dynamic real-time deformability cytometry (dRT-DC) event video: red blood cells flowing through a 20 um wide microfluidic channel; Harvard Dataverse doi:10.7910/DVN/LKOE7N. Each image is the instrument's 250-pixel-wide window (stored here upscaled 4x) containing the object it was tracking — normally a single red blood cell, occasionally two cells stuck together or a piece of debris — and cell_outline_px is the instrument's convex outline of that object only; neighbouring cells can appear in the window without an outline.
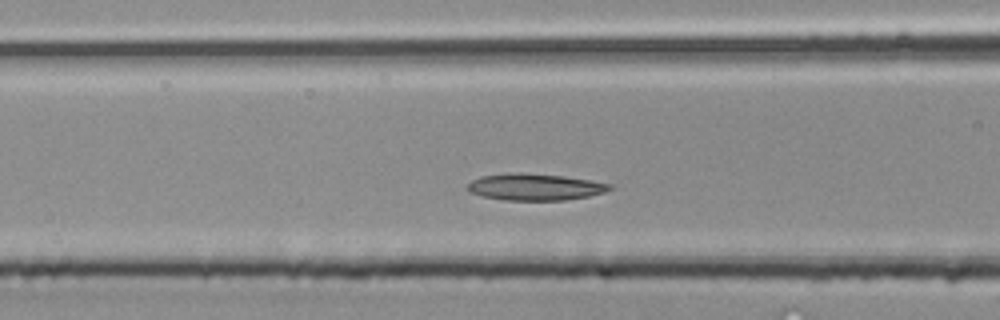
{"species": "common noctule bat (a hibernating species)", "species_latin": "Nyctalus noctula", "temperature_condition": "room temperature", "stored_images_in_passage": 34, "camera_frame_rate_fps": 3000, "um_per_image_px": 0.085, "animal": {"sex": "male", "body_mass_g": 20.4}, "frame": {"image": 1, "passage_image": 8, "time_ms": 2.333, "image_size_px": [1000, 320], "cell_outline_px": [[616, 188], [604, 192], [588, 196], [564, 200], [504, 200], [484, 196], [468, 192], [468, 184], [472, 180], [480, 176], [512, 172], [524, 172], [564, 176], [612, 184]], "centroid_in_image_um": [45.48, 15.88], "position_along_channel_um": 121.1, "area_um2": 22.2}}
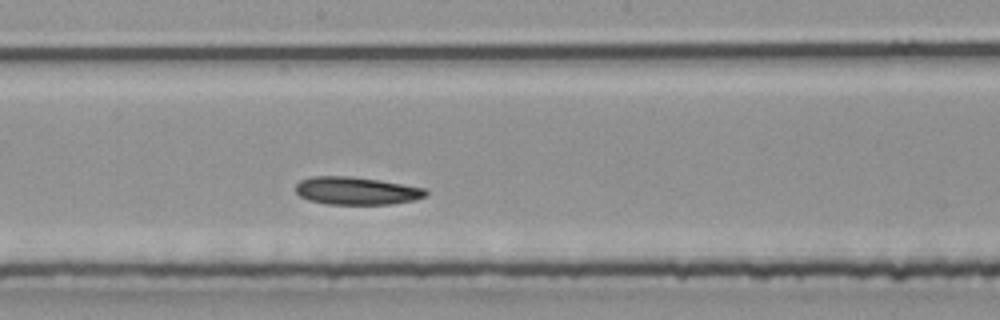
{"frame": {"image": 2, "passage_image": 14, "time_ms": 4.333, "image_size_px": [1000, 320], "cell_outline_px": [[428, 192], [424, 196], [412, 200], [392, 204], [328, 204], [308, 200], [300, 196], [296, 192], [296, 184], [300, 180], [312, 176], [348, 176], [376, 180], [424, 188]], "centroid_in_image_um": [30.23, 16.22], "position_along_channel_um": 218.0, "area_um2": 20.75}}
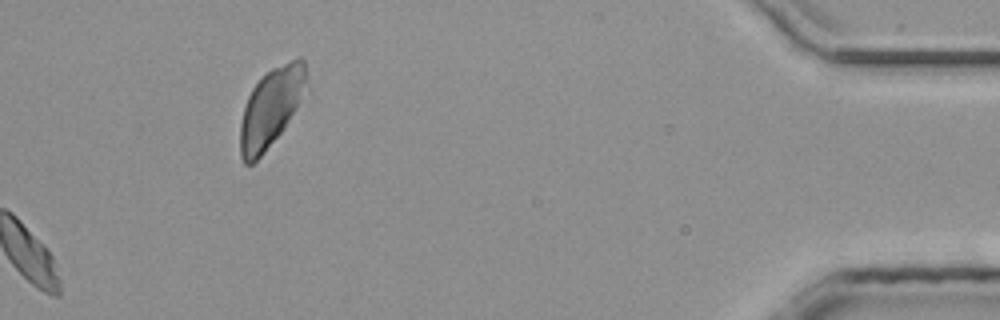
{"frame": {"image": 3, "passage_image": 34, "time_ms": 11.0, "image_size_px": [1000, 320], "cell_outline_px": [[312, 92], [284, 128], [264, 152], [252, 164], [244, 164], [240, 156], [240, 124], [244, 108], [248, 96], [252, 88], [272, 68], [300, 56], [304, 60]], "centroid_in_image_um": [23.15, 9.1], "position_along_channel_um": 412.0, "area_um2": 31.44}}